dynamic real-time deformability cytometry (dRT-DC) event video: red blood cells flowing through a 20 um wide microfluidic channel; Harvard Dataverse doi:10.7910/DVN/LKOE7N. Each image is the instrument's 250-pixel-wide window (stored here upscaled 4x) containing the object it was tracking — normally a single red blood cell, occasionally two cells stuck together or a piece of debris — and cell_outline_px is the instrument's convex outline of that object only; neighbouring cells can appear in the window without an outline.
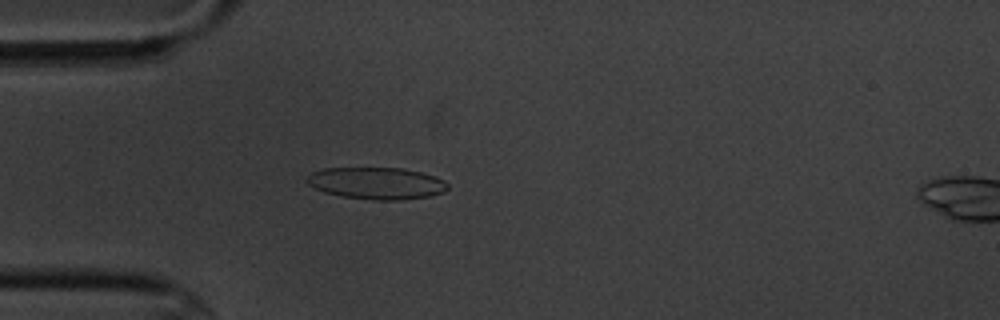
{"species": "common noctule bat (a hibernating species)", "species_latin": "Nyctalus noctula", "temperature_condition": "cold", "stored_images_in_passage": 4, "camera_frame_rate_fps": 3000, "um_per_image_px": 0.085, "animal": {"sex": "male", "body_mass_g": 20.1, "forearm_length_mm": 53.5}, "frame": {"image": 1, "passage_image": 4, "time_ms": 3.667, "image_size_px": [1000, 320], "cell_outline_px": [[448, 188], [444, 192], [428, 196], [396, 200], [372, 200], [344, 196], [324, 192], [308, 184], [304, 180], [312, 172], [324, 168], [404, 168], [436, 176], [444, 180], [448, 184]], "centroid_in_image_um": [32.01, 15.57], "position_along_channel_um": 53.0, "area_um2": 26.13}}